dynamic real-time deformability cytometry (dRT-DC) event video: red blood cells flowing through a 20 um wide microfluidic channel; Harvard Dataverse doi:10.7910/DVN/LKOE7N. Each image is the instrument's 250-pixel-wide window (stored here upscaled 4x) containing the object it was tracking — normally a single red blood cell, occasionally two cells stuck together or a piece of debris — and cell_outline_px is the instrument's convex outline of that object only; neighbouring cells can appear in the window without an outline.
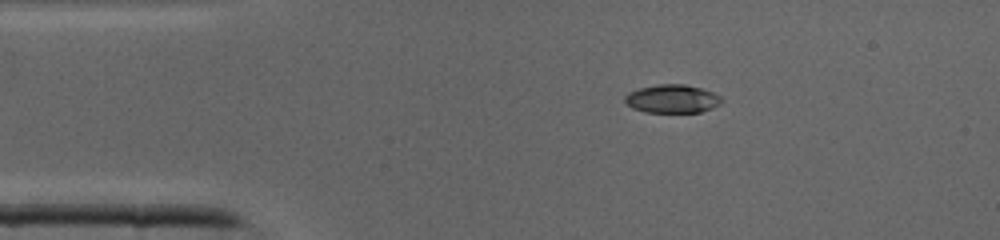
{"species": "common noctule bat (a hibernating species)", "species_latin": "Nyctalus noctula", "temperature_condition": "cold", "stored_images_in_passage": 35, "camera_frame_rate_fps": 3000, "um_per_image_px": 0.085, "animal": {"sex": "male", "body_mass_g": 19.0, "forearm_length_mm": 50.8}, "frame": {"image": 1, "passage_image": 1, "time_ms": 0.0, "image_size_px": [1000, 240], "cell_outline_px": [[724, 100], [720, 104], [712, 108], [700, 112], [644, 112], [632, 108], [624, 100], [624, 96], [628, 92], [640, 88], [660, 84], [684, 84], [700, 88], [712, 92], [720, 96]], "centroid_in_image_um": [57.14, 8.4], "position_along_channel_um": 27.9, "area_um2": 15.95}}
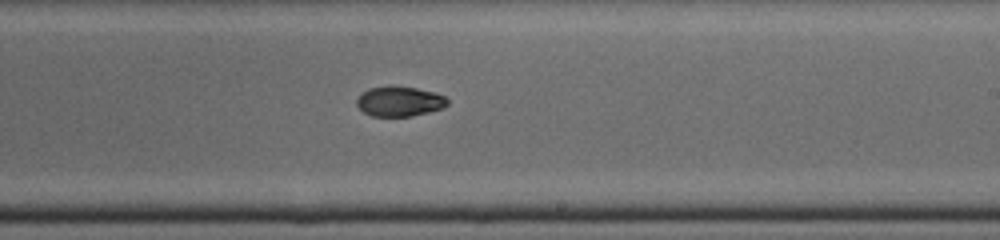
{"frame": {"image": 2, "passage_image": 18, "time_ms": 5.667, "image_size_px": [1000, 240], "cell_outline_px": [[448, 104], [444, 108], [412, 116], [372, 116], [364, 112], [356, 104], [356, 100], [368, 88], [416, 88], [436, 92], [444, 96], [448, 100]], "centroid_in_image_um": [34.0, 8.65], "position_along_channel_um": 255.0, "area_um2": 15.37}}
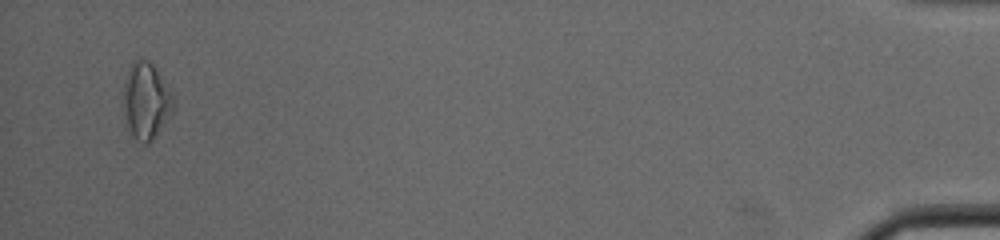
{"frame": {"image": 3, "passage_image": 34, "time_ms": 11.0, "image_size_px": [1000, 240], "cell_outline_px": [[176, 108], [152, 140], [144, 144], [128, 136], [124, 100], [124, 80], [128, 68], [136, 60], [148, 60], [152, 64], [172, 96]], "centroid_in_image_um": [12.4, 8.63], "position_along_channel_um": 422.8, "area_um2": 21.96}}